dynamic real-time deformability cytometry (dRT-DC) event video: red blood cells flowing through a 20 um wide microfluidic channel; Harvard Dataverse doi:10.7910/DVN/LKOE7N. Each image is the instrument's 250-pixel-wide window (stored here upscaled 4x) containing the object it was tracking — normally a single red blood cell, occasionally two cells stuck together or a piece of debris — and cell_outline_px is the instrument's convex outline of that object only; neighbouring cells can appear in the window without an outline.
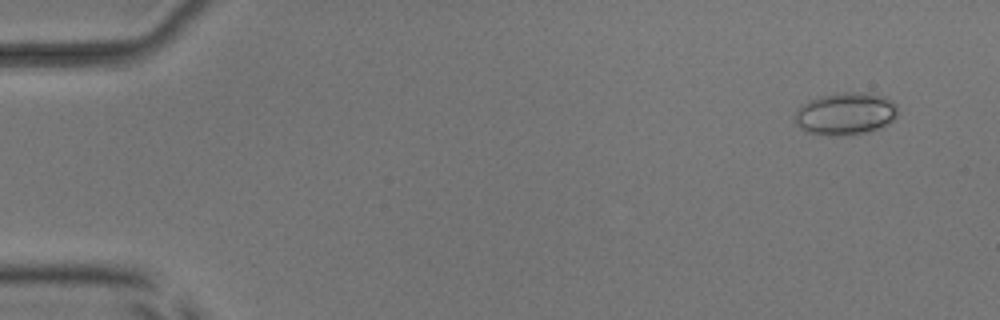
{"species": "common noctule bat (a hibernating species)", "species_latin": "Nyctalus noctula", "temperature_condition": "room temperature", "stored_images_in_passage": 56, "segment_of_instrument_passage": [1, 2], "camera_frame_rate_fps": 3000, "um_per_image_px": 0.085, "animal": {"sex": "male", "body_mass_g": 17.9, "forearm_length_mm": 54.2}, "frame": {"image": 1, "passage_image": 4, "time_ms": 1.0, "image_size_px": [1000, 320], "cell_outline_px": [[896, 116], [892, 120], [868, 132], [804, 132], [792, 120], [796, 112], [808, 100], [820, 96], [844, 92], [868, 92], [884, 96], [892, 100], [896, 104]], "centroid_in_image_um": [71.86, 9.59], "position_along_channel_um": 13.1, "area_um2": 24.45}}
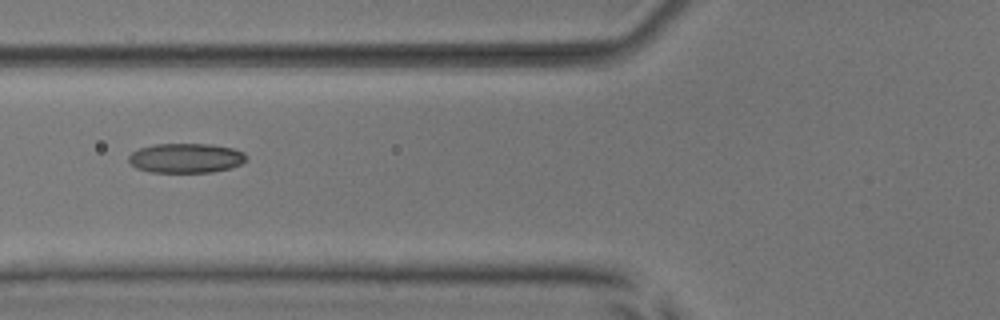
{"frame": {"image": 2, "passage_image": 22, "time_ms": 7.0, "image_size_px": [1000, 320], "cell_outline_px": [[248, 160], [240, 164], [228, 168], [212, 172], [152, 172], [136, 168], [128, 160], [128, 156], [132, 152], [140, 148], [156, 144], [212, 144], [232, 148], [244, 152], [248, 156]], "centroid_in_image_um": [15.83, 13.43], "position_along_channel_um": 110.0, "area_um2": 20.29}}
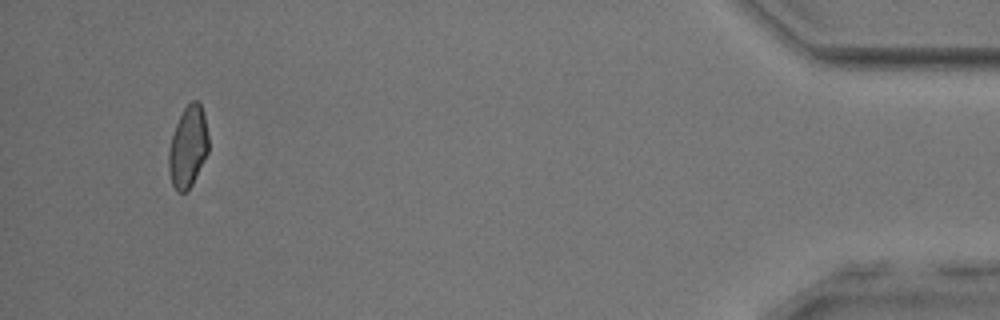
{"frame": {"image": 3, "passage_image": 52, "time_ms": 17.0, "image_size_px": [1000, 320], "cell_outline_px": [[208, 152], [192, 184], [184, 192], [176, 192], [172, 184], [168, 168], [168, 152], [172, 136], [176, 124], [184, 108], [192, 100], [196, 100], [200, 104], [204, 112], [208, 136]], "centroid_in_image_um": [15.97, 12.48], "position_along_channel_um": 419.2, "area_um2": 18.73}}